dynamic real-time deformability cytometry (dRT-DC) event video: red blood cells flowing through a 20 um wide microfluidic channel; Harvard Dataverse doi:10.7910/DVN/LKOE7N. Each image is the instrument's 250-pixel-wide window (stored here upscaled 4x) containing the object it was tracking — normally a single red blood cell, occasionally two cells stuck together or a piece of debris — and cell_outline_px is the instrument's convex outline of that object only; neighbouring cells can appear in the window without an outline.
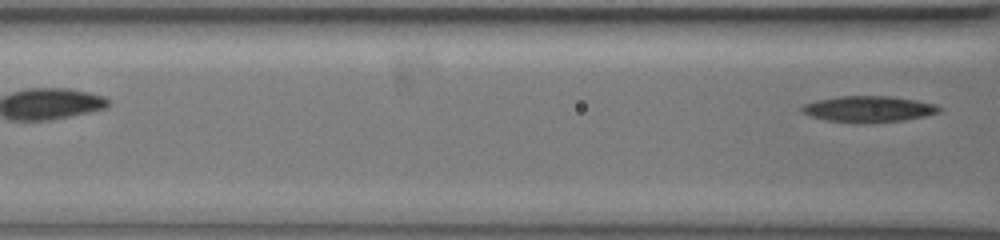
{"species": "common noctule bat (a hibernating species)", "species_latin": "Nyctalus noctula", "temperature_condition": "warm", "stored_images_in_passage": 4, "camera_frame_rate_fps": 3000, "um_per_image_px": 0.085, "animal": {"sex": "female", "body_mass_g": 19.5, "forearm_length_mm": 54.1}, "frame": {"image": 1, "passage_image": 4, "time_ms": 3.667, "image_size_px": [1000, 240], "cell_outline_px": [[944, 108], [940, 112], [924, 116], [904, 120], [860, 124], [828, 120], [812, 116], [800, 112], [800, 108], [804, 104], [816, 100], [840, 96], [888, 96], [916, 100], [936, 104]], "centroid_in_image_um": [73.84, 9.27], "position_along_channel_um": 92.8, "area_um2": 21.04}}